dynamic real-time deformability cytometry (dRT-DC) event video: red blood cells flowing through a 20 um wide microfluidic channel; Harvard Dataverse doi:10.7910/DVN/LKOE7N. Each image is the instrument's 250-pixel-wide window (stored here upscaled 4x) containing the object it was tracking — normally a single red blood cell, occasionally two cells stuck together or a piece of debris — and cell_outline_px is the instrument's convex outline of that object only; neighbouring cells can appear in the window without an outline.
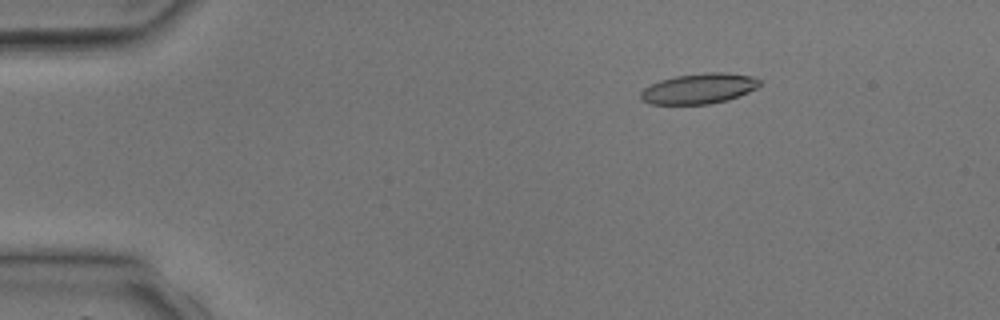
{"species": "common noctule bat (a hibernating species)", "species_latin": "Nyctalus noctula", "temperature_condition": "room temperature", "stored_images_in_passage": 3, "camera_frame_rate_fps": 3000, "um_per_image_px": 0.085, "animal": {"sex": "male", "body_mass_g": 17.9, "forearm_length_mm": 54.2}, "frame": {"image": 1, "passage_image": 2, "time_ms": 1.333, "image_size_px": [1000, 320], "cell_outline_px": [[764, 80], [756, 88], [748, 92], [728, 100], [708, 104], [648, 104], [640, 100], [640, 92], [644, 88], [660, 80], [676, 76], [704, 72], [724, 72], [752, 76]], "centroid_in_image_um": [59.42, 7.53], "position_along_channel_um": 25.6, "area_um2": 21.21}}